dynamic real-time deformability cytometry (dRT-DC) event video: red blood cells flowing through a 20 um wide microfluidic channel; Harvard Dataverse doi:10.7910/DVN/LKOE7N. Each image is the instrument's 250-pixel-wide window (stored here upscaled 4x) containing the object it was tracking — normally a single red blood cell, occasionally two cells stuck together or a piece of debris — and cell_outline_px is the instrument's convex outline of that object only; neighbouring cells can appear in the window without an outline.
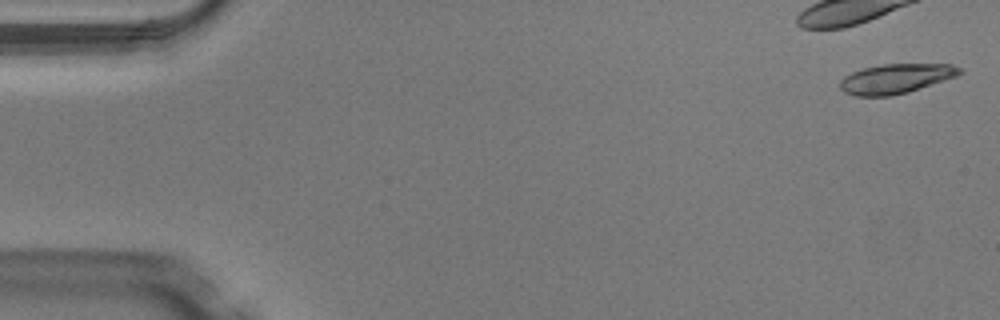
{"species": "Egyptian fruit bat (a non-hibernating species)", "species_latin": "Rousettus aegyptiacus", "temperature_condition": "warm", "stored_images_in_passage": 48, "camera_frame_rate_fps": 3000, "um_per_image_px": 0.085, "animal": {"sex": "male"}, "frame": {"image": 1, "passage_image": 1, "time_ms": 0.0, "image_size_px": [1000, 320], "cell_outline_px": [[964, 72], [956, 76], [908, 92], [892, 96], [856, 96], [844, 92], [840, 88], [840, 80], [844, 76], [852, 72], [864, 68], [880, 64], [952, 64], [964, 68]], "centroid_in_image_um": [76.16, 6.68], "position_along_channel_um": 8.8, "area_um2": 20.75}}